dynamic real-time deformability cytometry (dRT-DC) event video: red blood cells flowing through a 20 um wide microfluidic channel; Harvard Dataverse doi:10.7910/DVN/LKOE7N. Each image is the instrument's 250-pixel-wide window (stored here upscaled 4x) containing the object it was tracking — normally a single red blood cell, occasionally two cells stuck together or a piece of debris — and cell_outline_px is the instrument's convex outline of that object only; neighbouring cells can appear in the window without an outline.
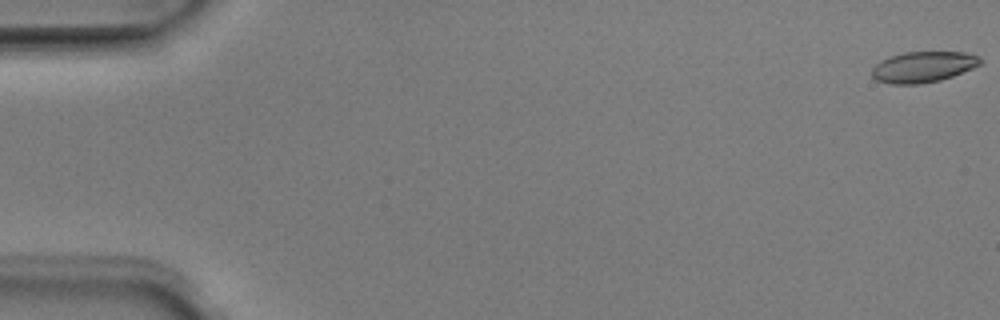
{"species": "Egyptian fruit bat (a non-hibernating species)", "species_latin": "Rousettus aegyptiacus", "temperature_condition": "room temperature", "stored_images_in_passage": 52, "camera_frame_rate_fps": 3000, "um_per_image_px": 0.085, "animal": {"sex": "male"}, "frame": {"image": 1, "passage_image": 1, "time_ms": 0.0, "image_size_px": [1000, 320], "cell_outline_px": [[984, 60], [980, 64], [972, 68], [952, 76], [940, 80], [920, 84], [892, 84], [876, 80], [872, 76], [872, 68], [880, 60], [904, 52], [964, 52], [976, 56]], "centroid_in_image_um": [78.45, 5.69], "position_along_channel_um": 6.6, "area_um2": 19.36}}
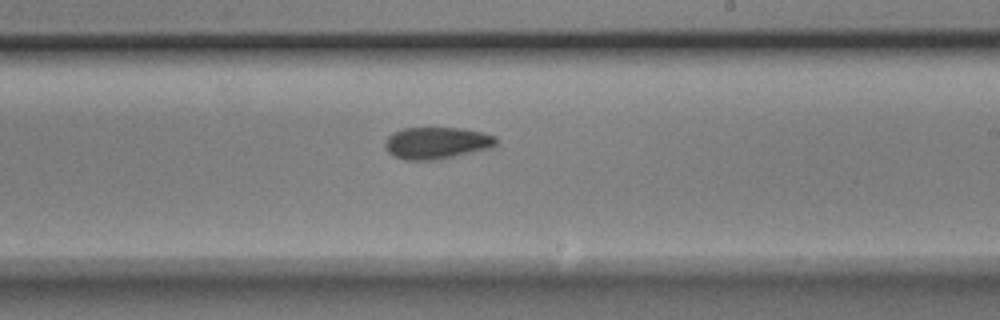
{"frame": {"image": 2, "passage_image": 31, "time_ms": 10.0, "image_size_px": [1000, 320], "cell_outline_px": [[500, 144], [492, 148], [436, 160], [408, 160], [396, 156], [388, 152], [384, 148], [384, 140], [392, 132], [404, 128], [460, 128], [484, 132], [496, 136]], "centroid_in_image_um": [37.15, 12.14], "position_along_channel_um": 251.8, "area_um2": 20.92}}
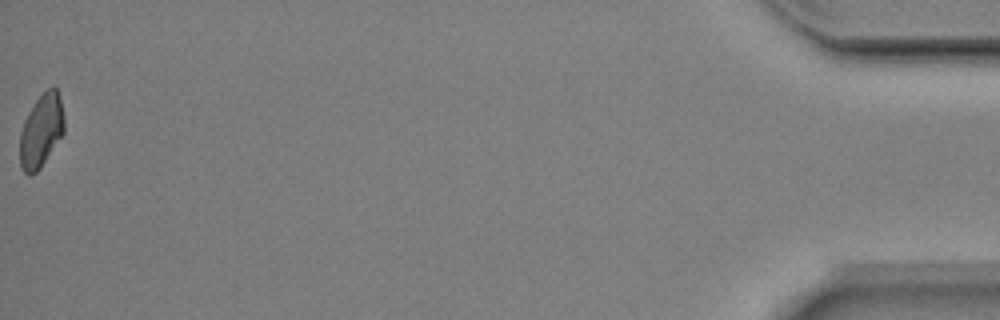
{"frame": {"image": 3, "passage_image": 52, "time_ms": 17.0, "image_size_px": [1000, 320], "cell_outline_px": [[64, 132], [40, 168], [32, 176], [28, 176], [24, 172], [20, 164], [20, 132], [24, 120], [28, 112], [36, 100], [48, 88], [56, 88], [60, 96], [64, 120]], "centroid_in_image_um": [3.49, 11.13], "position_along_channel_um": 431.7, "area_um2": 18.79}, "authors_computed_cell_mechanics": {"area_um2": 20.2878, "velocity_mm_per_s": 3.9774, "shape_relaxation_time_tau1_ms": 5.3895, "shape_relaxation_time_tau2_ms": 7.2506, "deformation_change_tau1": 0.1304, "deformation_change_tau2": 0.1385}}